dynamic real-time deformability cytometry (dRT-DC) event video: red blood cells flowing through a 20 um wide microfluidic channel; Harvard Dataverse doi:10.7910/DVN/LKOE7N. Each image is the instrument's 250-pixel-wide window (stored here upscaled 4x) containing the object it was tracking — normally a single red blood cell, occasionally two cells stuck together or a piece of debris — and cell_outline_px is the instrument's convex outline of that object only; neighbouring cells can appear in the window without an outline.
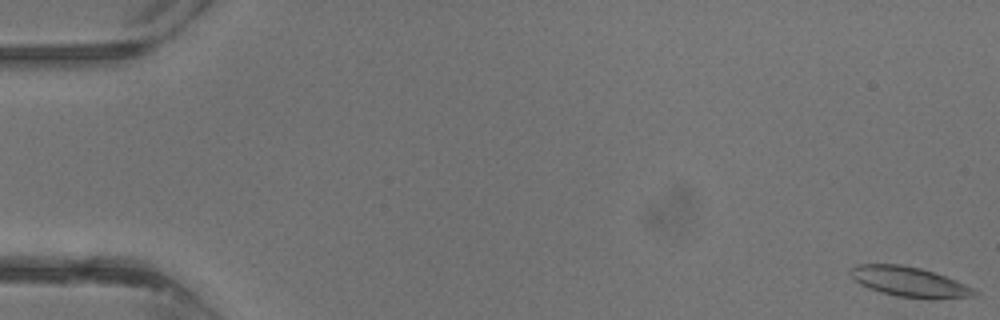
{"species": "common noctule bat (a hibernating species)", "species_latin": "Nyctalus noctula", "temperature_condition": "warm", "stored_images_in_passage": 39, "camera_frame_rate_fps": 3000, "um_per_image_px": 0.085, "animal": {"sex": "male", "body_mass_g": 13.3}, "frame": {"image": 1, "passage_image": 1, "time_ms": 0.0, "image_size_px": [1000, 320], "cell_outline_px": [[980, 296], [932, 300], [928, 300], [896, 296], [880, 292], [868, 288], [860, 284], [848, 272], [856, 264], [900, 264], [920, 268], [956, 280], [976, 288], [980, 292]], "centroid_in_image_um": [77.39, 23.99], "position_along_channel_um": 7.6, "area_um2": 22.14}}
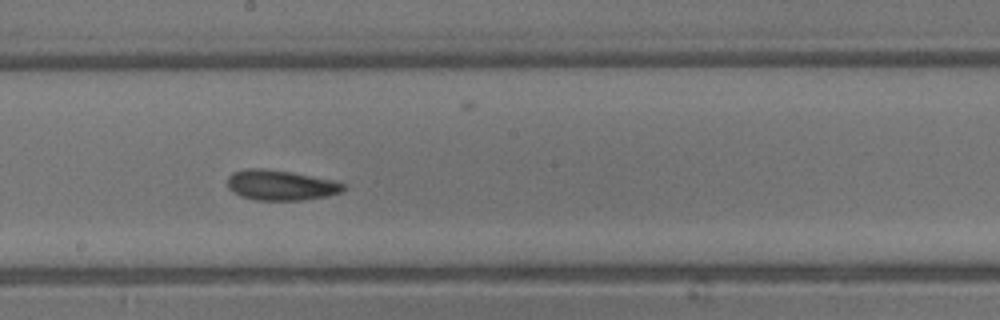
{"frame": {"image": 2, "passage_image": 22, "time_ms": 7.0, "image_size_px": [1000, 320], "cell_outline_px": [[344, 188], [340, 192], [328, 196], [300, 200], [256, 200], [240, 196], [232, 192], [228, 188], [228, 176], [232, 172], [244, 168], [260, 168], [292, 172], [332, 180], [344, 184]], "centroid_in_image_um": [23.8, 15.73], "position_along_channel_um": 224.4, "area_um2": 20.4}}
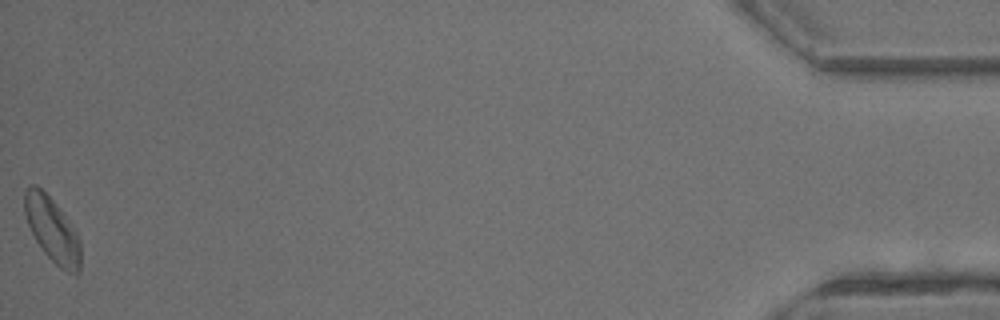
{"frame": {"image": 3, "passage_image": 39, "time_ms": 12.667, "image_size_px": [1000, 320], "cell_outline_px": [[80, 272], [76, 276], [60, 268], [44, 252], [36, 240], [28, 224], [24, 212], [24, 192], [28, 184], [36, 184], [60, 208], [76, 232], [80, 240]], "centroid_in_image_um": [4.44, 19.53], "position_along_channel_um": 430.8, "area_um2": 21.04}}